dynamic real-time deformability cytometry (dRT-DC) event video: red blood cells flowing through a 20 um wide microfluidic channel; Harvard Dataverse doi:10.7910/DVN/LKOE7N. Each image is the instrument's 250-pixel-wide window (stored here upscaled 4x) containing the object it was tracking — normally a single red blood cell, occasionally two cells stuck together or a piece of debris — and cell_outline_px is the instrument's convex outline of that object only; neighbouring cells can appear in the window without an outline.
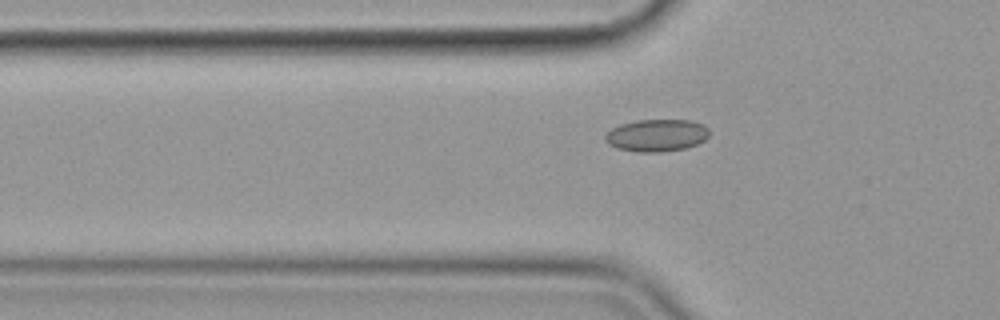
{"species": "common noctule bat (a hibernating species)", "species_latin": "Nyctalus noctula", "temperature_condition": "cold", "stored_images_in_passage": 48, "camera_frame_rate_fps": 3000, "um_per_image_px": 0.085, "animal": {"sex": "female", "body_mass_g": 19.9}, "frame": {"image": 1, "passage_image": 13, "time_ms": 4.0, "image_size_px": [1000, 320], "cell_outline_px": [[708, 136], [704, 140], [696, 144], [684, 148], [660, 152], [640, 152], [616, 148], [608, 144], [604, 140], [604, 136], [612, 128], [620, 124], [636, 120], [692, 120], [704, 124], [708, 128]], "centroid_in_image_um": [55.8, 11.49], "position_along_channel_um": 70.0, "area_um2": 19.59}}
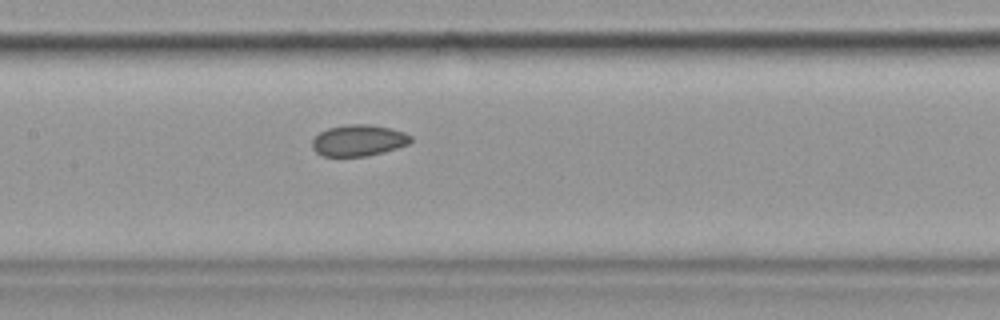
{"frame": {"image": 2, "passage_image": 22, "time_ms": 7.0, "image_size_px": [1000, 320], "cell_outline_px": [[412, 140], [408, 144], [396, 148], [368, 156], [324, 156], [316, 152], [312, 148], [312, 140], [320, 132], [328, 128], [348, 124], [372, 124], [392, 128], [404, 132], [412, 136]], "centroid_in_image_um": [30.49, 11.92], "position_along_channel_um": 176.9, "area_um2": 18.03}}
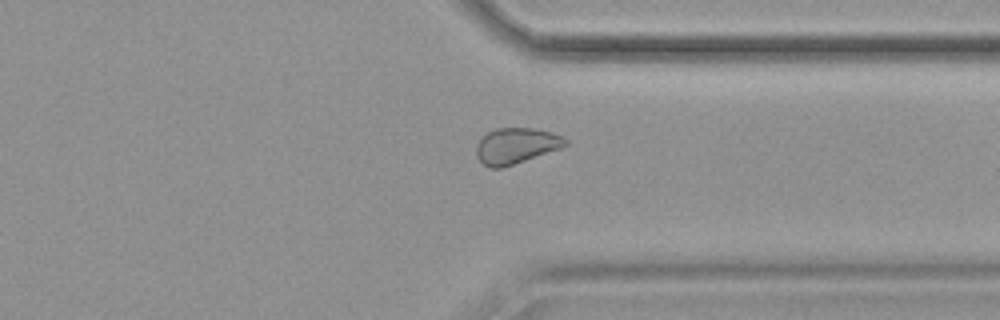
{"frame": {"image": 3, "passage_image": 38, "time_ms": 12.333, "image_size_px": [1000, 320], "cell_outline_px": [[568, 144], [560, 148], [500, 168], [488, 168], [476, 156], [476, 144], [488, 132], [496, 128], [532, 128], [552, 132], [568, 140]], "centroid_in_image_um": [43.84, 12.38], "position_along_channel_um": 367.6, "area_um2": 18.26}, "authors_computed_cell_mechanics": {"area_um2": 18.8139, "velocity_mm_per_s": 3.5721, "shape_relaxation_time_tau1_ms": null, "shape_relaxation_time_tau2_ms": 1.9991, "deformation_change_tau1": null, "deformation_change_tau2": 0.0577}}